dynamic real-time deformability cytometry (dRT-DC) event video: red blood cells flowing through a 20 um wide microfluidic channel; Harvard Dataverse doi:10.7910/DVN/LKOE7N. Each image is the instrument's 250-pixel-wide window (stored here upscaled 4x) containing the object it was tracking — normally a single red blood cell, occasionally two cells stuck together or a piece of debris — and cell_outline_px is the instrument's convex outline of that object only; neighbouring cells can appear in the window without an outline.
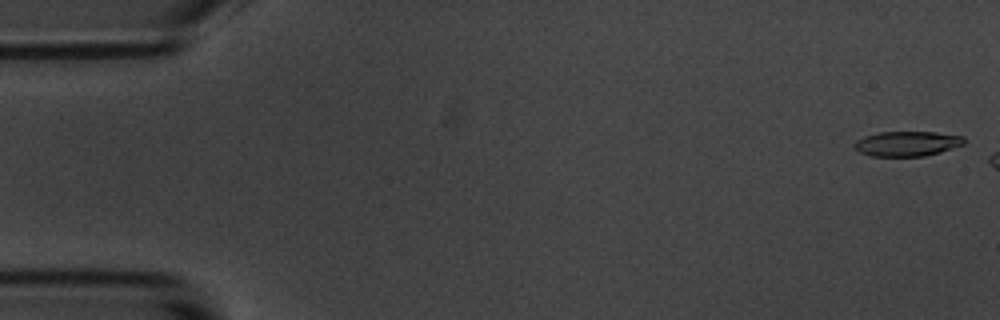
{"species": "common noctule bat (a hibernating species)", "species_latin": "Nyctalus noctula", "temperature_condition": "room temperature", "stored_images_in_passage": 9, "camera_frame_rate_fps": 3000, "um_per_image_px": 0.085, "animal": {"sex": "male", "body_mass_g": 20.1, "forearm_length_mm": 53.5}, "frame": {"image": 1, "passage_image": 1, "time_ms": 0.0, "image_size_px": [1000, 320], "cell_outline_px": [[964, 144], [940, 152], [924, 156], [872, 156], [860, 152], [856, 148], [856, 140], [864, 136], [876, 132], [936, 132], [964, 136]], "centroid_in_image_um": [77.12, 12.2], "position_along_channel_um": 7.9, "area_um2": 15.84}}
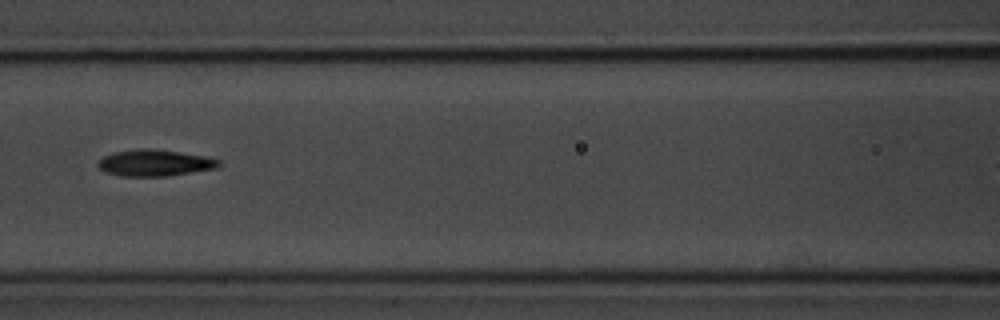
{"frame": {"image": 2, "passage_image": 8, "time_ms": 8.0, "image_size_px": [1000, 320], "cell_outline_px": [[220, 164], [216, 168], [164, 176], [120, 176], [104, 172], [96, 164], [104, 156], [112, 152], [140, 148], [148, 148], [204, 156], [220, 160]], "centroid_in_image_um": [13.09, 13.84], "position_along_channel_um": 153.5, "area_um2": 18.38}}